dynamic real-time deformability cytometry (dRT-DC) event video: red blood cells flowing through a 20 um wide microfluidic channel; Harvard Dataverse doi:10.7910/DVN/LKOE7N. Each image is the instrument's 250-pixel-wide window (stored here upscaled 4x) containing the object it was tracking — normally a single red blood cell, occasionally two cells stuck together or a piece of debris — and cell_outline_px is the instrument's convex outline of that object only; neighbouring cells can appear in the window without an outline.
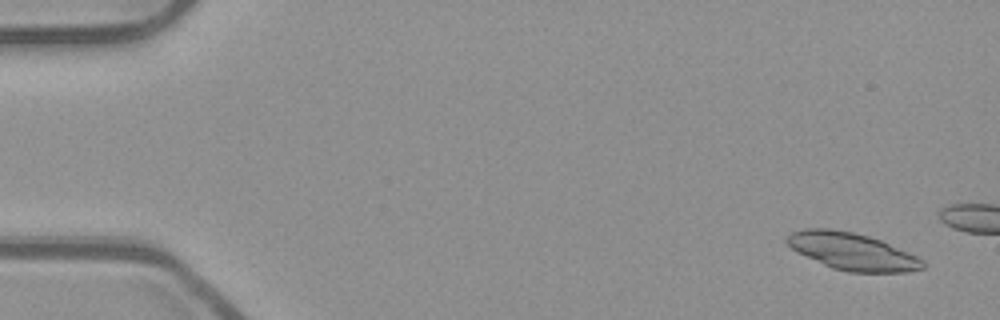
{"species": "common noctule bat (a hibernating species)", "species_latin": "Nyctalus noctula", "temperature_condition": "room temperature", "stored_images_in_passage": 12, "camera_frame_rate_fps": 3000, "um_per_image_px": 0.085, "animal": {"sex": "male", "body_mass_g": 23.1, "forearm_length_mm": 52.7}, "frame": {"image": 1, "passage_image": 3, "time_ms": 0.667, "image_size_px": [1000, 320], "cell_outline_px": [[924, 268], [908, 272], [848, 272], [832, 268], [796, 252], [784, 240], [792, 232], [804, 228], [832, 228], [852, 232], [868, 236], [880, 240], [908, 252], [924, 260]], "centroid_in_image_um": [72.41, 21.37], "position_along_channel_um": 12.6, "area_um2": 29.3}}